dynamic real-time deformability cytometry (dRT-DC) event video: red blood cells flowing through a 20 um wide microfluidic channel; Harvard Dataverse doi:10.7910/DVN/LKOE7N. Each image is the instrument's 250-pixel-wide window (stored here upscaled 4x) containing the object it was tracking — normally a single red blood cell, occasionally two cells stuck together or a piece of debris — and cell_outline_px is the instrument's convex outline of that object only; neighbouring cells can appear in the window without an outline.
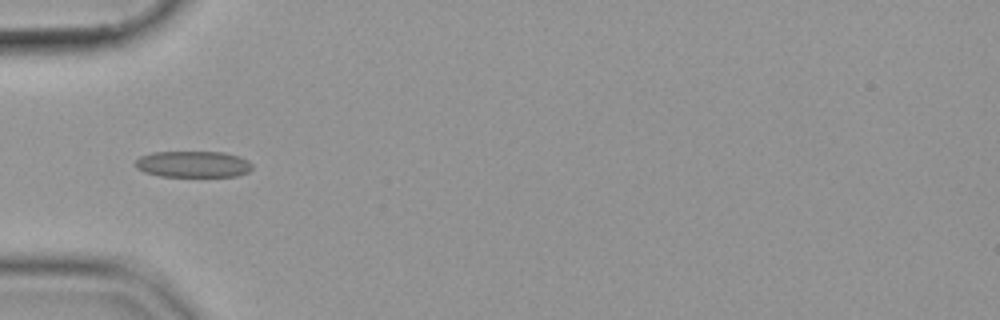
{"species": "common noctule bat (a hibernating species)", "species_latin": "Nyctalus noctula", "temperature_condition": "cold", "stored_images_in_passage": 37, "camera_frame_rate_fps": 3000, "um_per_image_px": 0.085, "animal": {"sex": "female", "body_mass_g": 19.9}, "frame": {"image": 1, "passage_image": 1, "time_ms": 0.0, "image_size_px": [1000, 320], "cell_outline_px": [[252, 168], [248, 172], [236, 176], [160, 176], [144, 172], [136, 168], [132, 164], [140, 156], [152, 152], [224, 152], [240, 156], [248, 160], [252, 164]], "centroid_in_image_um": [16.39, 13.95], "position_along_channel_um": 68.6, "area_um2": 18.09}}
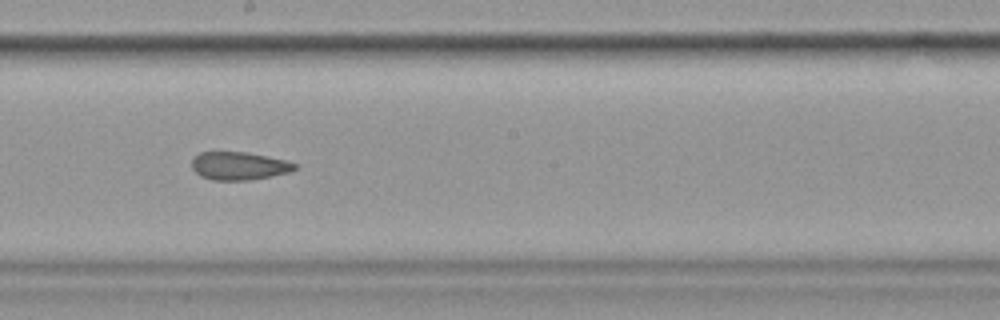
{"frame": {"image": 2, "passage_image": 14, "time_ms": 4.333, "image_size_px": [1000, 320], "cell_outline_px": [[300, 168], [288, 172], [248, 180], [212, 180], [200, 176], [192, 168], [192, 160], [200, 152], [248, 152], [288, 160], [296, 164]], "centroid_in_image_um": [20.34, 14.09], "position_along_channel_um": 227.9, "area_um2": 16.82}}
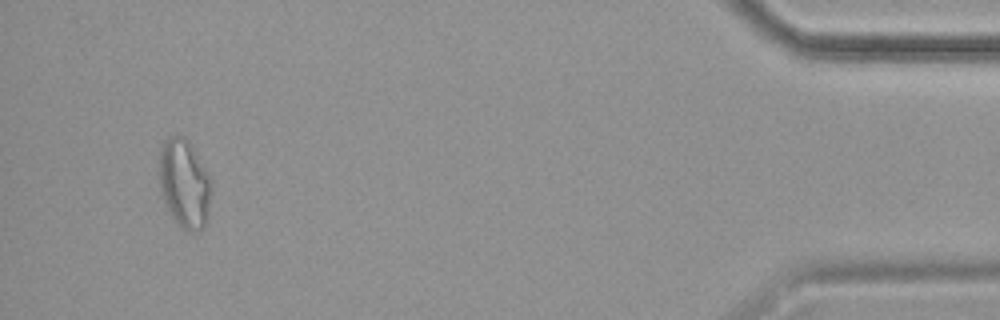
{"frame": {"image": 3, "passage_image": 35, "time_ms": 11.333, "image_size_px": [1000, 320], "cell_outline_px": [[212, 180], [208, 216], [204, 228], [200, 232], [188, 232], [172, 220], [164, 200], [160, 188], [160, 144], [168, 136], [184, 136], [188, 140], [196, 152]], "centroid_in_image_um": [15.69, 15.63], "position_along_channel_um": 419.5, "area_um2": 27.34}}